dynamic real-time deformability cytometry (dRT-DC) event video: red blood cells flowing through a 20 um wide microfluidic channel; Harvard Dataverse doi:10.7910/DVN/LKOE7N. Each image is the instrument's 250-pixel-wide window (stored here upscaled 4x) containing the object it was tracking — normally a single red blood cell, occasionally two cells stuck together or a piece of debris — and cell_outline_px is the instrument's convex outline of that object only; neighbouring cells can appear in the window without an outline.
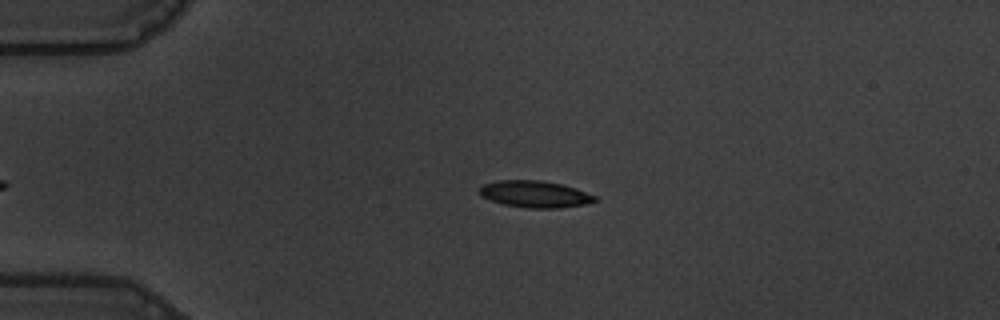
{"species": "common noctule bat (a hibernating species)", "species_latin": "Nyctalus noctula", "temperature_condition": "warm", "stored_images_in_passage": 44, "camera_frame_rate_fps": 3000, "um_per_image_px": 0.085, "animal": {"sex": "male", "body_mass_g": 19.5, "forearm_length_mm": 54.6}, "frame": {"image": 1, "passage_image": 6, "time_ms": 1.667, "image_size_px": [1000, 320], "cell_outline_px": [[600, 200], [584, 204], [560, 208], [528, 208], [504, 204], [480, 196], [476, 192], [484, 184], [496, 180], [540, 180], [560, 184], [576, 188], [596, 196]], "centroid_in_image_um": [45.46, 16.5], "position_along_channel_um": 39.5, "area_um2": 18.03}}
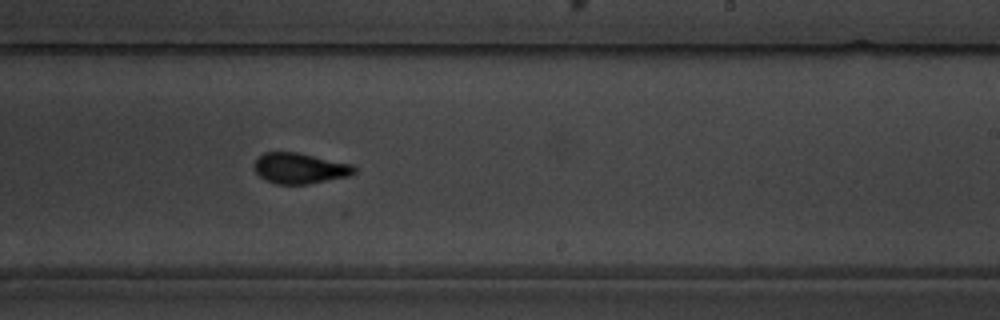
{"frame": {"image": 2, "passage_image": 28, "time_ms": 9.0, "image_size_px": [1000, 320], "cell_outline_px": [[356, 172], [352, 176], [308, 184], [276, 184], [264, 180], [256, 172], [256, 160], [264, 152], [296, 152], [352, 164], [356, 168]], "centroid_in_image_um": [25.53, 14.32], "position_along_channel_um": 263.5, "area_um2": 17.86}}
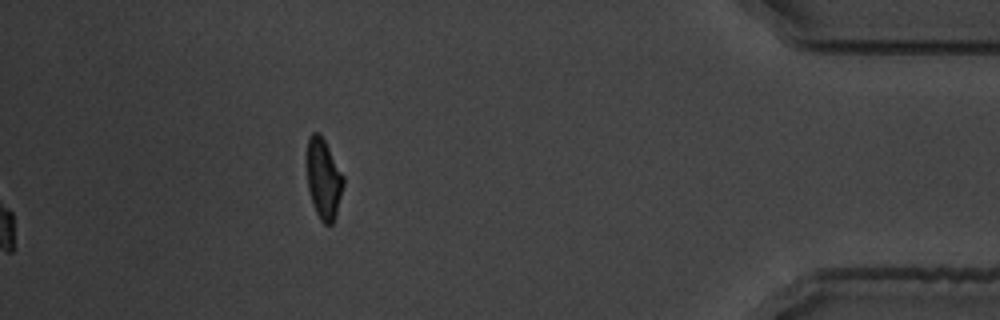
{"frame": {"image": 3, "passage_image": 44, "time_ms": 14.333, "image_size_px": [1000, 320], "cell_outline_px": [[344, 184], [336, 212], [332, 224], [324, 224], [320, 220], [312, 204], [308, 188], [308, 136], [312, 132], [320, 132], [344, 176]], "centroid_in_image_um": [27.51, 15.19], "position_along_channel_um": 407.7, "area_um2": 16.82}, "authors_computed_cell_mechanics": {"area_um2": 17.9469, "velocity_mm_per_s": 3.5566, "shape_relaxation_time_tau1_ms": 4.5855, "shape_relaxation_time_tau2_ms": 1.1835, "deformation_change_tau1": 0.1878, "deformation_change_tau2": 0.0702}}